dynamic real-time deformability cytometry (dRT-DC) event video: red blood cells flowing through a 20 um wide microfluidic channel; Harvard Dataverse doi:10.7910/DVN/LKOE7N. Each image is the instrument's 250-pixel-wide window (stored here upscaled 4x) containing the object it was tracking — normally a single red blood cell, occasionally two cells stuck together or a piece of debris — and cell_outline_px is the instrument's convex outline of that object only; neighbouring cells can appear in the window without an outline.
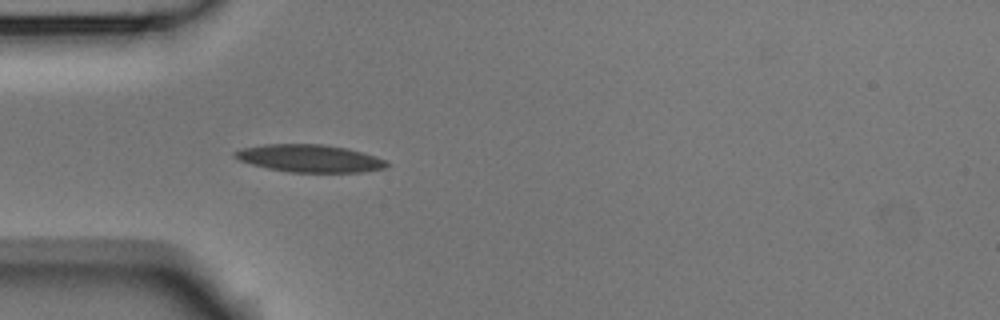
{"species": "Egyptian fruit bat (a non-hibernating species)", "species_latin": "Rousettus aegyptiacus", "temperature_condition": "room temperature", "stored_images_in_passage": 5, "camera_frame_rate_fps": 3000, "um_per_image_px": 0.085, "animal": {"sex": "male"}, "frame": {"image": 1, "passage_image": 5, "time_ms": 1.333, "image_size_px": [1000, 320], "cell_outline_px": [[388, 164], [384, 168], [360, 172], [288, 172], [268, 168], [252, 164], [240, 160], [232, 156], [232, 152], [244, 148], [264, 144], [320, 144], [344, 148], [376, 156], [384, 160]], "centroid_in_image_um": [26.27, 13.46], "position_along_channel_um": 58.7, "area_um2": 24.04}}